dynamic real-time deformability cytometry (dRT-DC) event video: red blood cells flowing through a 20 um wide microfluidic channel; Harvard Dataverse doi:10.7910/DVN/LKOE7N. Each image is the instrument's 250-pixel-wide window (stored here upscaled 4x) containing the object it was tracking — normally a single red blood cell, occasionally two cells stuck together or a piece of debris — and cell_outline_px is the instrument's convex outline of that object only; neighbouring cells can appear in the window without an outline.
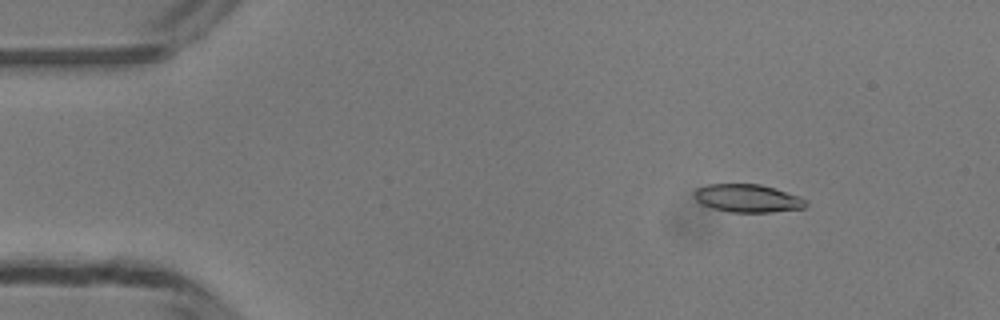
{"species": "common noctule bat (a hibernating species)", "species_latin": "Nyctalus noctula", "temperature_condition": "room temperature", "stored_images_in_passage": 28, "camera_frame_rate_fps": 3000, "um_per_image_px": 0.085, "animal": {"sex": "male", "body_mass_g": 13.3}, "frame": {"image": 1, "passage_image": 5, "time_ms": 1.333, "image_size_px": [1000, 320], "cell_outline_px": [[808, 204], [804, 208], [772, 212], [732, 212], [712, 208], [696, 200], [692, 196], [692, 192], [696, 188], [708, 184], [760, 184], [776, 188], [800, 196], [808, 200]], "centroid_in_image_um": [63.57, 16.84], "position_along_channel_um": 21.4, "area_um2": 18.44}}
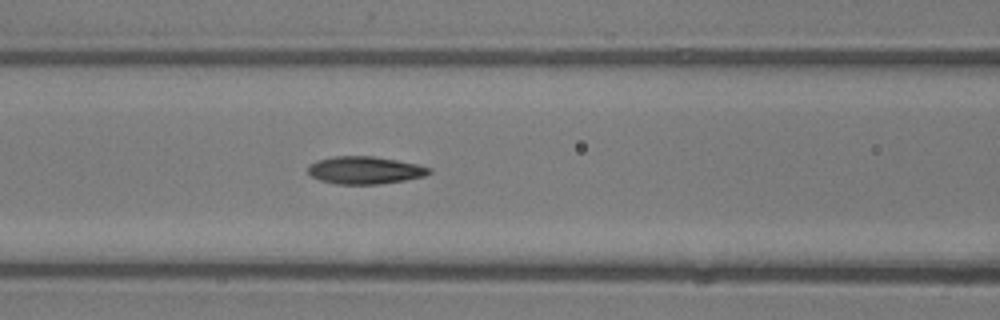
{"frame": {"image": 2, "passage_image": 19, "time_ms": 6.0, "image_size_px": [1000, 320], "cell_outline_px": [[432, 172], [424, 176], [404, 180], [380, 184], [336, 184], [320, 180], [312, 176], [308, 172], [308, 168], [316, 160], [336, 156], [372, 156], [396, 160], [416, 164], [432, 168]], "centroid_in_image_um": [31.03, 14.47], "position_along_channel_um": 135.6, "area_um2": 19.31}}
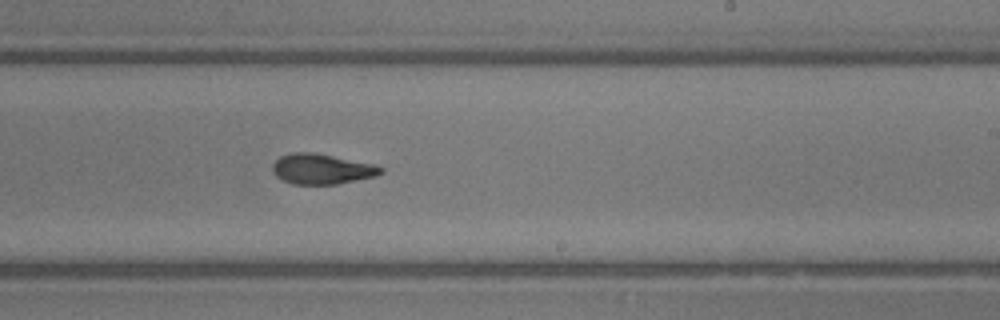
{"frame": {"image": 3, "passage_image": 28, "time_ms": 9.0, "image_size_px": [1000, 320], "cell_outline_px": [[384, 172], [376, 176], [336, 184], [292, 184], [276, 176], [272, 172], [272, 164], [280, 156], [292, 152], [312, 152], [376, 164], [384, 168]], "centroid_in_image_um": [27.36, 14.36], "position_along_channel_um": 261.6, "area_um2": 19.19}}